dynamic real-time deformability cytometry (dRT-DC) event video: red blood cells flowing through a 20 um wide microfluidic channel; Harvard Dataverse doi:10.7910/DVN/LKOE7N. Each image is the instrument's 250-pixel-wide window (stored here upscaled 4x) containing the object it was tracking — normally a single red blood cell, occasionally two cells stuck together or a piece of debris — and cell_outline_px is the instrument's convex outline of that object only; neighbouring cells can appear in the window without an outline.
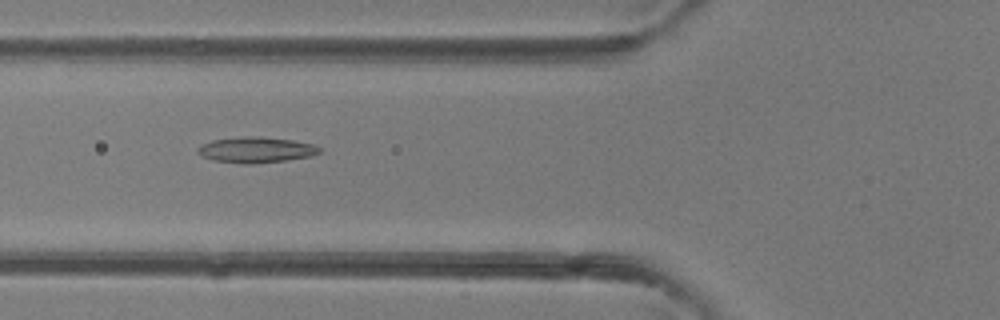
{"species": "common noctule bat (a hibernating species)", "species_latin": "Nyctalus noctula", "temperature_condition": "room temperature", "stored_images_in_passage": 2, "camera_frame_rate_fps": 3000, "um_per_image_px": 0.085, "animal": {"sex": "female"}, "frame": {"image": 1, "passage_image": 2, "time_ms": 1.0, "image_size_px": [1000, 320], "cell_outline_px": [[320, 152], [312, 156], [288, 160], [252, 164], [244, 164], [212, 160], [200, 156], [196, 152], [196, 148], [200, 144], [212, 140], [244, 136], [260, 136], [292, 140], [312, 144], [320, 148]], "centroid_in_image_um": [21.7, 12.74], "position_along_channel_um": 104.1, "area_um2": 18.5}}